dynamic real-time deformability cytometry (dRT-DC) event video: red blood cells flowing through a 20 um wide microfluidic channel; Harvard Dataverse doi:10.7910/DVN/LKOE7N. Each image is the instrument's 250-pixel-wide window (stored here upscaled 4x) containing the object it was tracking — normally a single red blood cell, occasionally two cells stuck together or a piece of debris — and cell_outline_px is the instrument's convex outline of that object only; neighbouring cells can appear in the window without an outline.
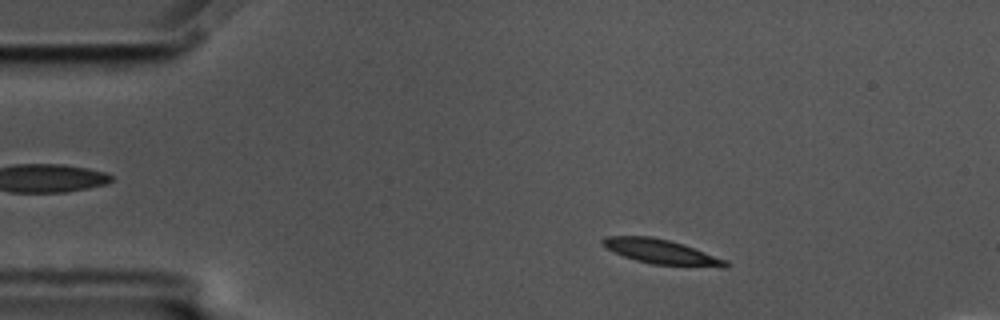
{"species": "common noctule bat (a hibernating species)", "species_latin": "Nyctalus noctula", "temperature_condition": "cold", "stored_images_in_passage": 57, "segment_of_instrument_passage": [1, 2], "camera_frame_rate_fps": 3000, "um_per_image_px": 0.085, "animal": {"sex": "male", "body_mass_g": 17.5, "forearm_length_mm": 52.3}, "frame": {"image": 1, "passage_image": 7, "time_ms": 2.0, "image_size_px": [1000, 320], "cell_outline_px": [[728, 268], [720, 268], [652, 264], [636, 260], [624, 256], [600, 244], [600, 240], [604, 236], [652, 236], [684, 244], [728, 260]], "centroid_in_image_um": [56.26, 21.4], "position_along_channel_um": 28.7, "area_um2": 17.86}}
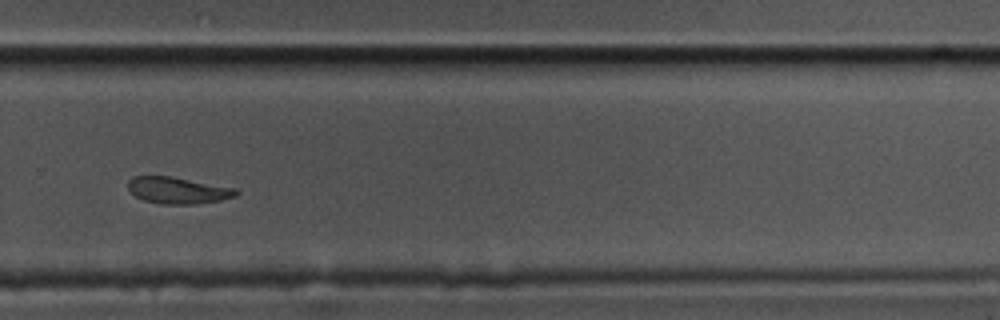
{"frame": {"image": 2, "passage_image": 37, "time_ms": 12.0, "image_size_px": [1000, 320], "cell_outline_px": [[240, 192], [236, 196], [220, 200], [196, 204], [160, 204], [144, 200], [136, 196], [128, 188], [128, 180], [132, 176], [172, 176], [236, 188]], "centroid_in_image_um": [15.13, 16.17], "position_along_channel_um": 314.7, "area_um2": 16.82}}
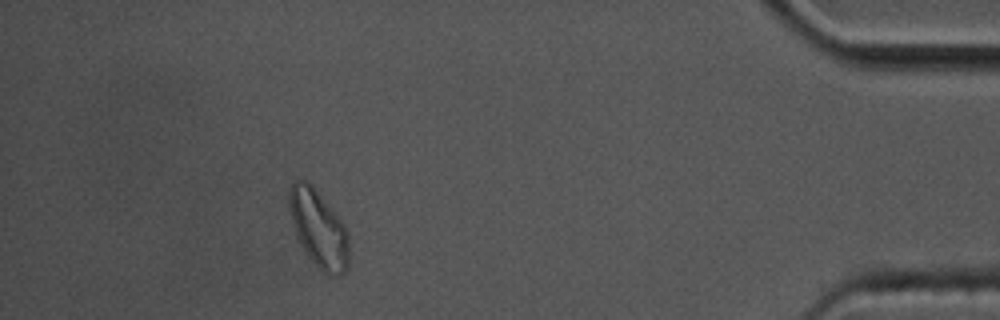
{"frame": {"image": 3, "passage_image": 50, "time_ms": 16.333, "image_size_px": [1000, 320], "cell_outline_px": [[348, 268], [340, 276], [328, 276], [316, 268], [304, 248], [296, 232], [288, 208], [288, 188], [296, 180], [304, 180], [312, 184], [332, 208], [344, 224], [348, 232]], "centroid_in_image_um": [27.09, 19.44], "position_along_channel_um": 408.1, "area_um2": 26.99}}